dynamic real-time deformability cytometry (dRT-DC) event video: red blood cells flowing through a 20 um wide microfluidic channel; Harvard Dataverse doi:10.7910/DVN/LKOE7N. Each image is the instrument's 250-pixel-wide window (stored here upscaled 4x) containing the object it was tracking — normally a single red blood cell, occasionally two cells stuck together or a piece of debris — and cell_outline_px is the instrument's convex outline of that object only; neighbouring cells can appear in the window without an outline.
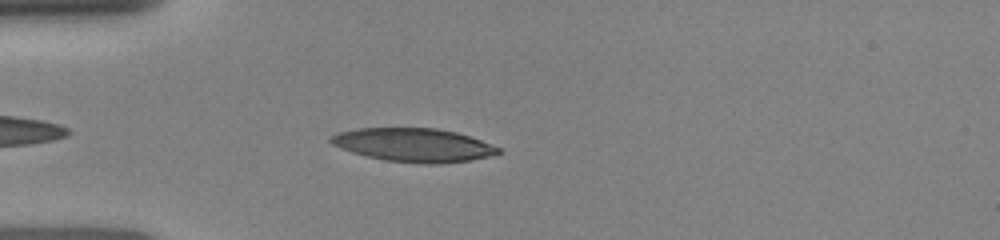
{"species": "human", "species_latin": "Homo sapiens", "temperature_condition": "room temperature", "stored_images_in_passage": 3, "camera_frame_rate_fps": 3000, "um_per_image_px": 0.085, "donor": {"sex": "female"}, "frame": {"image": 1, "passage_image": 1, "time_ms": 0.0, "image_size_px": [1000, 240], "cell_outline_px": [[500, 152], [488, 156], [472, 160], [436, 164], [424, 164], [384, 160], [352, 152], [340, 148], [332, 144], [328, 140], [336, 132], [360, 128], [436, 128], [456, 132], [480, 140], [500, 148]], "centroid_in_image_um": [35.12, 12.32], "position_along_channel_um": 49.9, "area_um2": 32.54}}
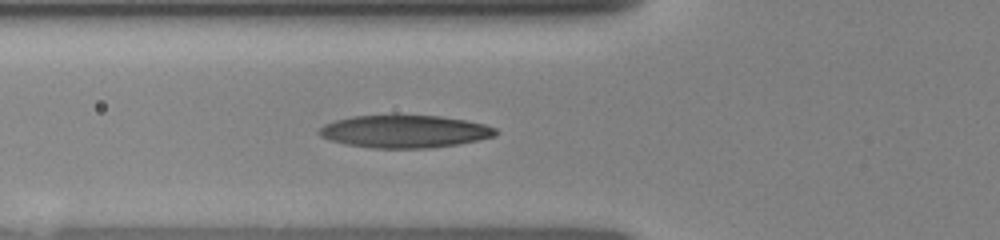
{"frame": {"image": 2, "passage_image": 3, "time_ms": 1.333, "image_size_px": [1000, 240], "cell_outline_px": [[500, 132], [496, 136], [480, 140], [456, 144], [428, 148], [372, 148], [348, 144], [328, 140], [320, 136], [316, 132], [324, 124], [336, 120], [352, 116], [440, 116], [464, 120], [484, 124], [496, 128]], "centroid_in_image_um": [34.4, 11.18], "position_along_channel_um": 91.4, "area_um2": 33.41}}